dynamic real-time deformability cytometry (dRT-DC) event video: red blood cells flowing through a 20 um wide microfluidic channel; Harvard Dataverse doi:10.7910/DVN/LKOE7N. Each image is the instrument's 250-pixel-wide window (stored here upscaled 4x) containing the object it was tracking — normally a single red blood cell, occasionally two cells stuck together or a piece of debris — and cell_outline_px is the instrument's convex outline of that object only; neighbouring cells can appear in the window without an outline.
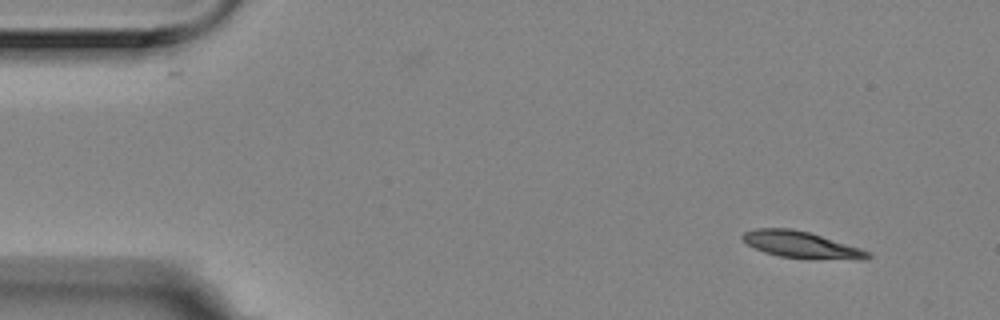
{"species": "Egyptian fruit bat (a non-hibernating species)", "species_latin": "Rousettus aegyptiacus", "temperature_condition": "room temperature", "stored_images_in_passage": 4, "camera_frame_rate_fps": 3000, "um_per_image_px": 0.085, "animal": {"sex": "female"}, "frame": {"image": 1, "passage_image": 1, "time_ms": 0.0, "image_size_px": [1000, 320], "cell_outline_px": [[872, 256], [864, 260], [860, 260], [780, 256], [764, 252], [748, 244], [740, 236], [744, 232], [756, 228], [792, 228], [808, 232], [860, 248], [868, 252]], "centroid_in_image_um": [68.09, 20.78], "position_along_channel_um": 16.9, "area_um2": 18.9}}
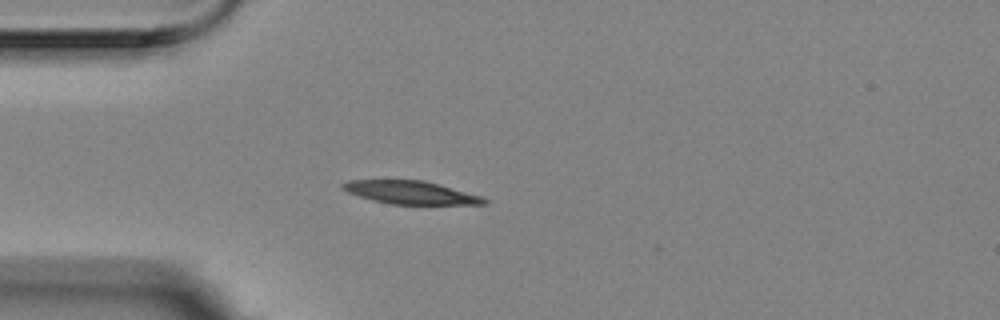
{"frame": {"image": 2, "passage_image": 4, "time_ms": 1.0, "image_size_px": [1000, 320], "cell_outline_px": [[488, 204], [392, 204], [360, 196], [348, 192], [340, 184], [348, 180], [424, 180], [440, 184], [480, 196], [488, 200]], "centroid_in_image_um": [34.93, 16.35], "position_along_channel_um": 50.1, "area_um2": 18.67}}